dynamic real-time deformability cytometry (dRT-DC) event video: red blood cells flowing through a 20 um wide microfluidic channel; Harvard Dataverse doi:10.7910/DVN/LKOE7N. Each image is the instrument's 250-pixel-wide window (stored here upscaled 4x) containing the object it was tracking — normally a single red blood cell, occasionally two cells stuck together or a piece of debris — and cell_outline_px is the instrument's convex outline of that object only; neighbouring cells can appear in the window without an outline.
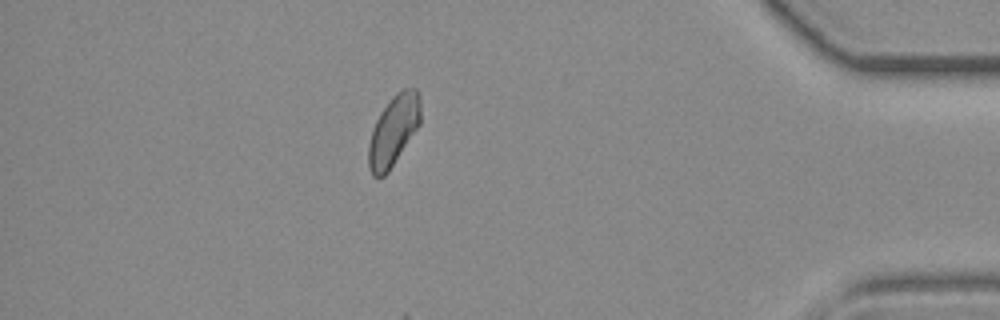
{"species": "common noctule bat (a hibernating species)", "species_latin": "Nyctalus noctula", "temperature_condition": "room temperature", "stored_images_in_passage": 33, "camera_frame_rate_fps": 3000, "um_per_image_px": 0.085, "animal": {"sex": "female", "body_mass_g": 19.3, "forearm_length_mm": 54.1}, "frame": {"image": 1, "passage_image": 28, "time_ms": 9.0, "image_size_px": [1000, 320], "cell_outline_px": [[420, 124], [388, 172], [384, 176], [372, 176], [368, 168], [368, 144], [372, 128], [380, 112], [392, 96], [396, 92], [404, 88], [416, 88], [420, 96]], "centroid_in_image_um": [33.43, 11.08], "position_along_channel_um": 401.8, "area_um2": 21.39}}